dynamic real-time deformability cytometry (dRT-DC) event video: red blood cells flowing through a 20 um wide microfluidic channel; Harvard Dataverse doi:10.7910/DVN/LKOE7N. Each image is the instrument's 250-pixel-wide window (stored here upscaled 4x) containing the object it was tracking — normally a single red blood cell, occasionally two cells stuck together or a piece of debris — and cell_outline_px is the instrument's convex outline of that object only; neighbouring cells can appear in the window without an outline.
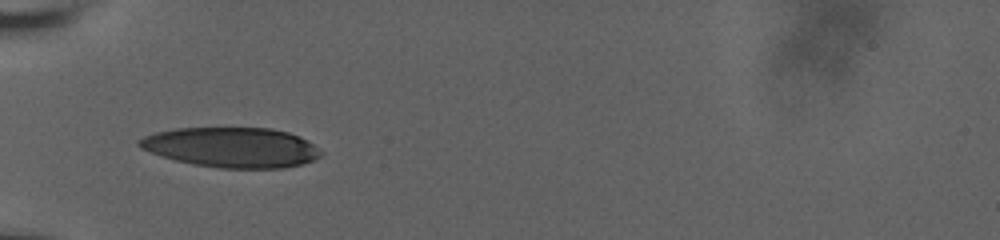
{"species": "human", "species_latin": "Homo sapiens", "temperature_condition": "room temperature", "stored_images_in_passage": 38, "camera_frame_rate_fps": 3000, "um_per_image_px": 0.085, "donor": {"sex": "male"}, "frame": {"image": 1, "passage_image": 1, "time_ms": 0.0, "image_size_px": [1000, 240], "cell_outline_px": [[324, 152], [320, 156], [312, 160], [300, 164], [284, 168], [220, 168], [196, 164], [176, 160], [140, 148], [136, 144], [136, 140], [144, 136], [156, 132], [176, 128], [272, 128], [288, 132], [300, 136]], "centroid_in_image_um": [19.69, 12.52], "position_along_channel_um": 65.3, "area_um2": 42.19}}
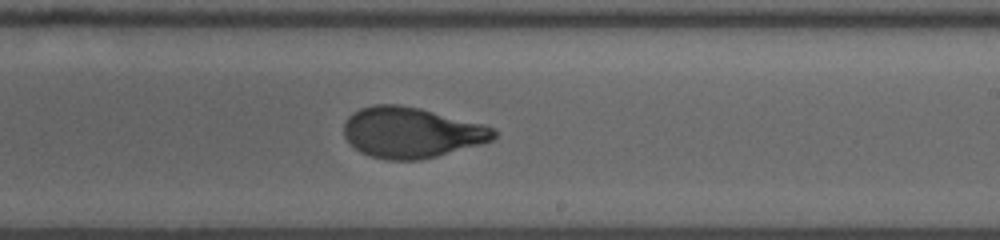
{"frame": {"image": 2, "passage_image": 17, "time_ms": 5.333, "image_size_px": [1000, 240], "cell_outline_px": [[496, 136], [492, 140], [480, 144], [436, 156], [420, 160], [384, 160], [368, 156], [360, 152], [344, 136], [344, 124], [348, 116], [352, 112], [360, 108], [372, 104], [400, 104], [420, 108], [496, 128]], "centroid_in_image_um": [34.93, 11.26], "position_along_channel_um": 254.1, "area_um2": 44.22}}
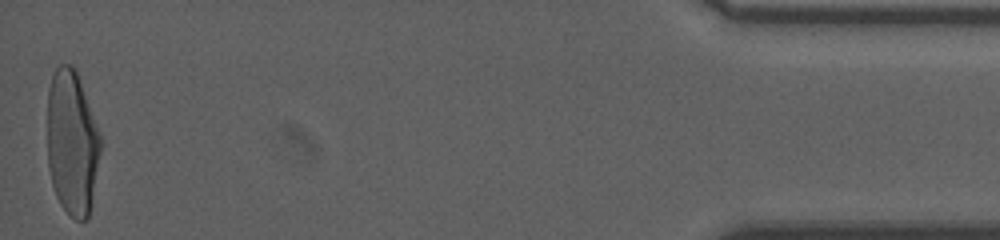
{"frame": {"image": 3, "passage_image": 38, "time_ms": 12.333, "image_size_px": [1000, 240], "cell_outline_px": [[100, 152], [88, 216], [84, 220], [76, 220], [60, 204], [56, 196], [52, 184], [48, 168], [48, 88], [52, 76], [56, 68], [60, 64], [72, 64], [76, 72], [100, 136]], "centroid_in_image_um": [6.09, 12.13], "position_along_channel_um": 429.1, "area_um2": 43.93}, "authors_computed_cell_mechanics": {"area_um2": 44.5638, "velocity_mm_per_s": 3.6564, "shape_relaxation_time_tau1_ms": 4.7772, "shape_relaxation_time_tau2_ms": 1.0472, "deformation_change_tau1": 0.2213, "deformation_change_tau2": 0.069}}